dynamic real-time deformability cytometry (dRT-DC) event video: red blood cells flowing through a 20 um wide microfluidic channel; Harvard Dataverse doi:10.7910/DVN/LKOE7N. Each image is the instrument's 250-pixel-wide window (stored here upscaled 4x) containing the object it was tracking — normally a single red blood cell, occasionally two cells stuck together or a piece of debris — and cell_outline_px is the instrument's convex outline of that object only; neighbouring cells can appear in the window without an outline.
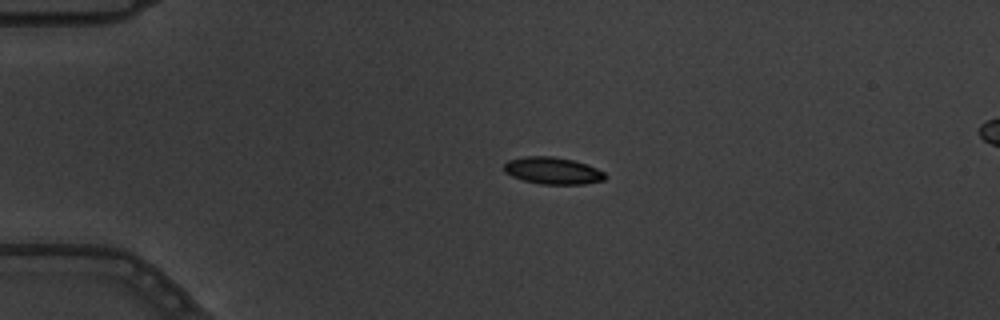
{"species": "common noctule bat (a hibernating species)", "species_latin": "Nyctalus noctula", "temperature_condition": "warm", "stored_images_in_passage": 5, "segment_of_instrument_passage": [1, 2], "camera_frame_rate_fps": 3000, "um_per_image_px": 0.085, "animal": {"sex": "male", "body_mass_g": 19.5, "forearm_length_mm": 54.6}, "frame": {"image": 1, "passage_image": 3, "time_ms": 0.667, "image_size_px": [1000, 320], "cell_outline_px": [[608, 176], [604, 180], [584, 184], [540, 184], [524, 180], [512, 176], [504, 172], [504, 164], [508, 160], [524, 156], [552, 156], [576, 160], [588, 164], [604, 172]], "centroid_in_image_um": [47.0, 14.5], "position_along_channel_um": 38.0, "area_um2": 16.07}}